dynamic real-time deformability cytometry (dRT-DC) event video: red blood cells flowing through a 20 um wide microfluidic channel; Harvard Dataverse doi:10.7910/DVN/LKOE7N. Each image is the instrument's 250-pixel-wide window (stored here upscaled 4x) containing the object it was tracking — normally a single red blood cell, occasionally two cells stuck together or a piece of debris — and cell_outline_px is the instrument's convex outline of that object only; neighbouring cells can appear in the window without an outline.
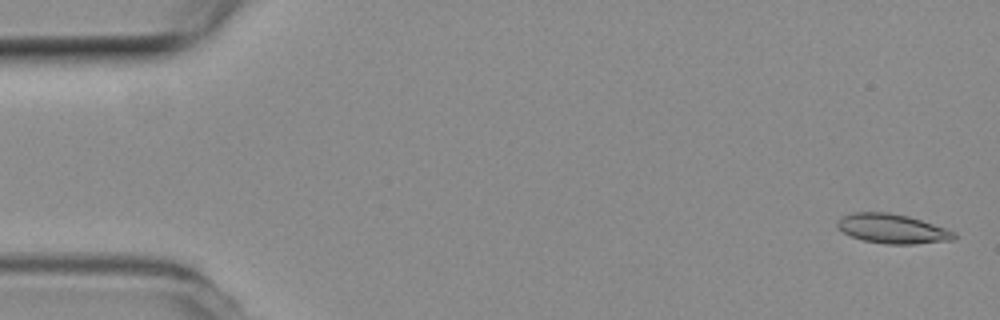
{"species": "common noctule bat (a hibernating species)", "species_latin": "Nyctalus noctula", "temperature_condition": "room temperature", "stored_images_in_passage": 54, "camera_frame_rate_fps": 3000, "um_per_image_px": 0.085, "animal": {"sex": "female", "body_mass_g": 19.3, "forearm_length_mm": 54.1}, "frame": {"image": 1, "passage_image": 2, "time_ms": 0.333, "image_size_px": [1000, 320], "cell_outline_px": [[956, 240], [912, 244], [888, 244], [864, 240], [852, 236], [836, 228], [836, 220], [852, 212], [888, 212], [908, 216], [956, 232]], "centroid_in_image_um": [75.84, 19.44], "position_along_channel_um": 9.2, "area_um2": 19.94}}
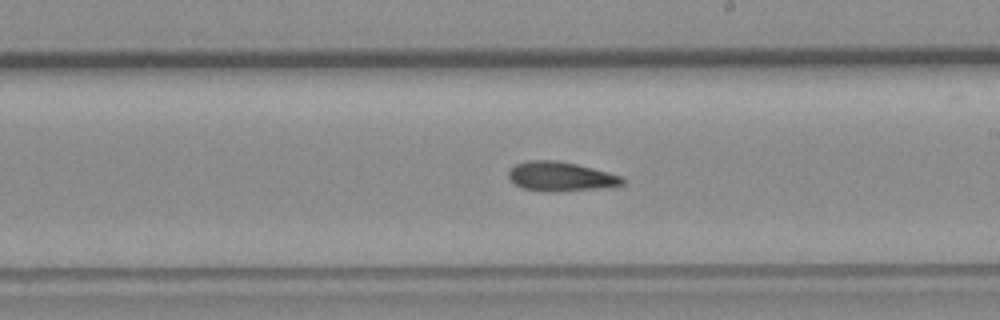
{"frame": {"image": 2, "passage_image": 31, "time_ms": 10.0, "image_size_px": [1000, 320], "cell_outline_px": [[624, 184], [604, 188], [556, 192], [540, 192], [520, 188], [508, 176], [508, 172], [516, 164], [528, 160], [556, 160], [576, 164], [624, 176]], "centroid_in_image_um": [47.67, 15.02], "position_along_channel_um": 241.3, "area_um2": 19.71}}
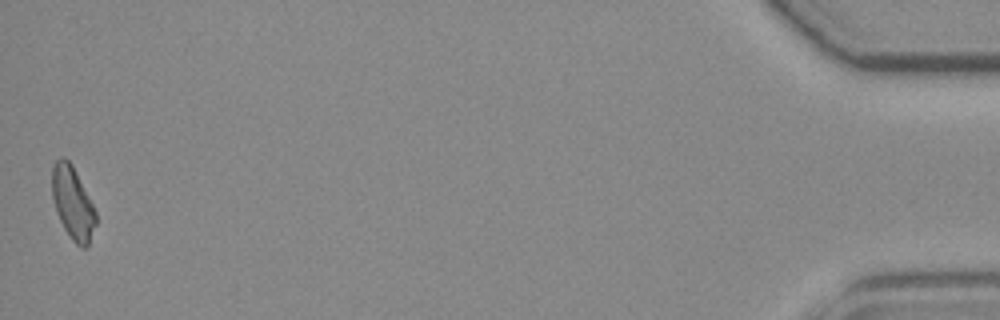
{"frame": {"image": 3, "passage_image": 54, "time_ms": 17.667, "image_size_px": [1000, 320], "cell_outline_px": [[96, 224], [88, 244], [84, 248], [80, 248], [72, 240], [64, 228], [60, 220], [52, 200], [52, 164], [60, 156], [64, 156], [72, 164], [96, 212]], "centroid_in_image_um": [6.16, 17.23], "position_along_channel_um": 429.0, "area_um2": 18.44}, "authors_computed_cell_mechanics": {"area_um2": 19.0451, "velocity_mm_per_s": 3.7772, "shape_relaxation_time_tau1_ms": 7.5884, "shape_relaxation_time_tau2_ms": 5.8966, "deformation_change_tau1": 0.168, "deformation_change_tau2": 0.1283}}